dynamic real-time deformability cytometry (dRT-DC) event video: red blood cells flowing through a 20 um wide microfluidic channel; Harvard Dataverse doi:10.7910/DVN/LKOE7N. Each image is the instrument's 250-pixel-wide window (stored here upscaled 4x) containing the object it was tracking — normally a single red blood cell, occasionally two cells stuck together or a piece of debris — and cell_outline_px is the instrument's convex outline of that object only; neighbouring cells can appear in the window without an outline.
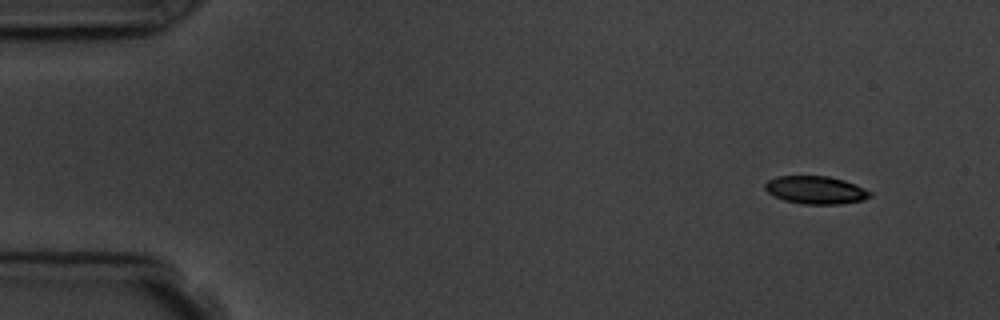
{"species": "common noctule bat (a hibernating species)", "species_latin": "Nyctalus noctula", "temperature_condition": "room temperature", "stored_images_in_passage": 7, "camera_frame_rate_fps": 3000, "um_per_image_px": 0.085, "animal": {"sex": "male", "body_mass_g": 19.5, "forearm_length_mm": 54.6}, "frame": {"image": 1, "passage_image": 1, "time_ms": 0.0, "image_size_px": [1000, 320], "cell_outline_px": [[872, 196], [864, 200], [840, 204], [804, 204], [784, 200], [768, 192], [764, 188], [764, 184], [768, 180], [776, 176], [828, 176], [844, 180], [864, 188], [872, 192]], "centroid_in_image_um": [69.35, 16.15], "position_along_channel_um": 15.6, "area_um2": 17.05}}
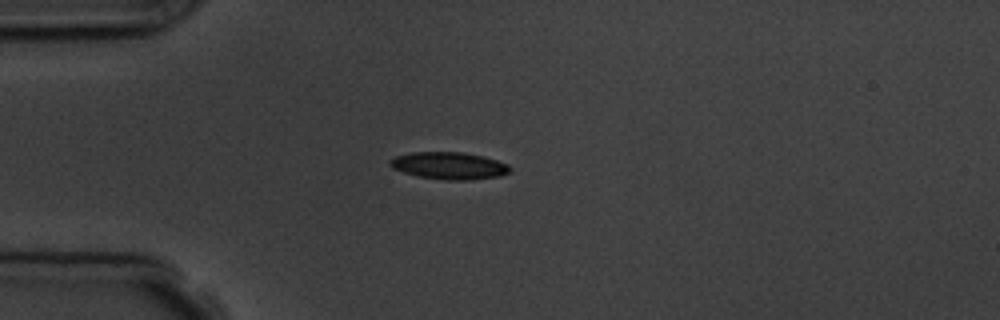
{"frame": {"image": 2, "passage_image": 4, "time_ms": 3.333, "image_size_px": [1000, 320], "cell_outline_px": [[512, 168], [508, 172], [500, 176], [468, 180], [448, 180], [420, 176], [404, 172], [392, 168], [388, 164], [388, 160], [396, 156], [412, 152], [464, 152], [496, 160], [508, 164]], "centroid_in_image_um": [38.16, 14.08], "position_along_channel_um": 46.8, "area_um2": 18.84}}